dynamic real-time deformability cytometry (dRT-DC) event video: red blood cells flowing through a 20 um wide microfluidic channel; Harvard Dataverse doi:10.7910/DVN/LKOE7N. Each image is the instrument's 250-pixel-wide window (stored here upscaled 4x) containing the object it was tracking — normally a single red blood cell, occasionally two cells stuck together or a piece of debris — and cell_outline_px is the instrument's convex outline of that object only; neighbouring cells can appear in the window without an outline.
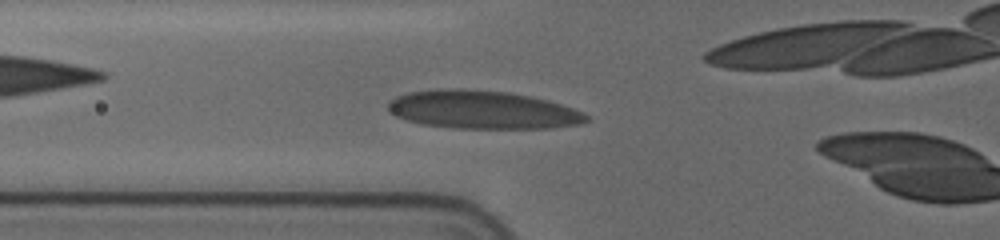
{"species": "human", "species_latin": "Homo sapiens", "temperature_condition": "cold", "stored_images_in_passage": 40, "camera_frame_rate_fps": 3000, "um_per_image_px": 0.085, "donor": {"sex": "female"}, "frame": {"image": 1, "passage_image": 5, "time_ms": 1.333, "image_size_px": [1000, 240], "cell_outline_px": [[592, 120], [580, 124], [552, 128], [452, 128], [420, 124], [396, 116], [388, 112], [388, 100], [396, 96], [408, 92], [440, 88], [464, 88], [508, 92], [532, 96], [548, 100], [584, 112]], "centroid_in_image_um": [41.0, 9.32], "position_along_channel_um": 84.8, "area_um2": 44.68}}
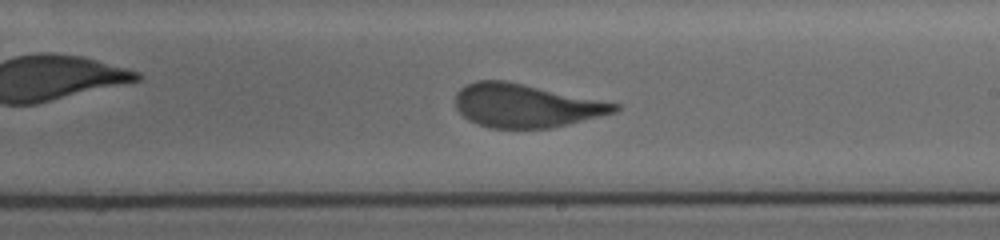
{"frame": {"image": 2, "passage_image": 18, "time_ms": 5.667, "image_size_px": [1000, 240], "cell_outline_px": [[620, 108], [616, 112], [552, 128], [488, 128], [468, 120], [456, 108], [456, 92], [464, 84], [476, 80], [504, 80], [620, 104]], "centroid_in_image_um": [44.65, 8.98], "position_along_channel_um": 244.3, "area_um2": 40.17}}
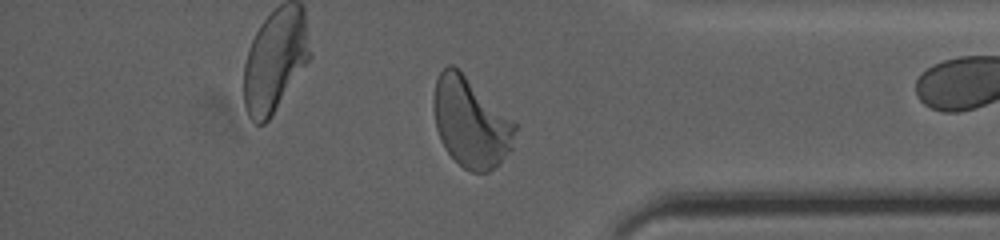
{"frame": {"image": 3, "passage_image": 31, "time_ms": 10.0, "image_size_px": [1000, 240], "cell_outline_px": [[516, 128], [512, 148], [500, 164], [488, 172], [472, 172], [464, 168], [444, 148], [440, 140], [436, 128], [432, 108], [432, 96], [436, 80], [440, 72], [448, 64], [452, 64], [512, 120], [516, 124]], "centroid_in_image_um": [39.97, 10.43], "position_along_channel_um": 395.2, "area_um2": 42.14}, "authors_computed_cell_mechanics": {"area_um2": 41.9339, "velocity_mm_per_s": 3.681, "shape_relaxation_time_tau1_ms": 4.0463, "shape_relaxation_time_tau2_ms": null, "deformation_change_tau1": 0.1742, "deformation_change_tau2": null}}